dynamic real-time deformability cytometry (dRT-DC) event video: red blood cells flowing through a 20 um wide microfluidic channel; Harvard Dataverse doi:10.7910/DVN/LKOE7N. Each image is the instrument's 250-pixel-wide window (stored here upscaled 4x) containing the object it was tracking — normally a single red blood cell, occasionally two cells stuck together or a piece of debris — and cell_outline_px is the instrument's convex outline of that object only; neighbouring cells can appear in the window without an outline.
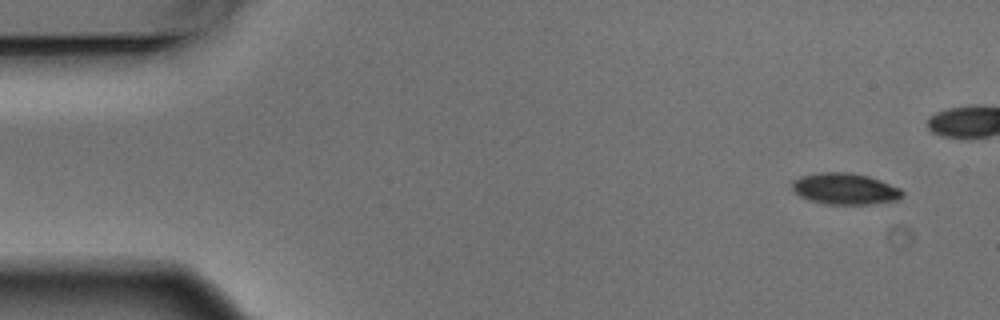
{"species": "Egyptian fruit bat (a non-hibernating species)", "species_latin": "Rousettus aegyptiacus", "temperature_condition": "warm", "stored_images_in_passage": 5, "segment_of_instrument_passage": [2, 2], "camera_frame_rate_fps": 3000, "um_per_image_px": 0.085, "animal": {"sex": "male"}, "frame": {"image": 1, "passage_image": 5, "time_ms": 1.333, "image_size_px": [1000, 320], "cell_outline_px": [[904, 196], [900, 200], [872, 204], [824, 204], [800, 196], [792, 188], [792, 180], [800, 176], [820, 172], [848, 172], [868, 176], [880, 180], [900, 188], [904, 192]], "centroid_in_image_um": [71.86, 16.05], "position_along_channel_um": 13.1, "area_um2": 20.23}}